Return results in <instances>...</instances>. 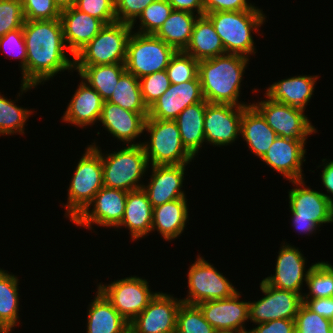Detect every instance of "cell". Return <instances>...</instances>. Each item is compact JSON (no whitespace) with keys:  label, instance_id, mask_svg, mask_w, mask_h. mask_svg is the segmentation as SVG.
<instances>
[{"label":"cell","instance_id":"obj_1","mask_svg":"<svg viewBox=\"0 0 333 333\" xmlns=\"http://www.w3.org/2000/svg\"><path fill=\"white\" fill-rule=\"evenodd\" d=\"M24 41L27 51L26 84L37 86L53 79L57 73L74 70V58L66 55L60 19L25 20Z\"/></svg>","mask_w":333,"mask_h":333},{"label":"cell","instance_id":"obj_2","mask_svg":"<svg viewBox=\"0 0 333 333\" xmlns=\"http://www.w3.org/2000/svg\"><path fill=\"white\" fill-rule=\"evenodd\" d=\"M249 59L236 54H224L199 61L198 76L204 100L208 103L248 106L239 102L241 82Z\"/></svg>","mask_w":333,"mask_h":333},{"label":"cell","instance_id":"obj_3","mask_svg":"<svg viewBox=\"0 0 333 333\" xmlns=\"http://www.w3.org/2000/svg\"><path fill=\"white\" fill-rule=\"evenodd\" d=\"M262 11H215L205 13V16L212 22L225 48V53L249 58L256 53L252 34L258 33L259 28L266 21Z\"/></svg>","mask_w":333,"mask_h":333},{"label":"cell","instance_id":"obj_4","mask_svg":"<svg viewBox=\"0 0 333 333\" xmlns=\"http://www.w3.org/2000/svg\"><path fill=\"white\" fill-rule=\"evenodd\" d=\"M91 145L101 154L104 187L127 192L143 187L140 181L150 166L142 144H130L106 155L95 142Z\"/></svg>","mask_w":333,"mask_h":333},{"label":"cell","instance_id":"obj_5","mask_svg":"<svg viewBox=\"0 0 333 333\" xmlns=\"http://www.w3.org/2000/svg\"><path fill=\"white\" fill-rule=\"evenodd\" d=\"M103 186L101 154L93 145H88L78 161L67 190V203L63 204L66 208L65 216L73 222Z\"/></svg>","mask_w":333,"mask_h":333},{"label":"cell","instance_id":"obj_6","mask_svg":"<svg viewBox=\"0 0 333 333\" xmlns=\"http://www.w3.org/2000/svg\"><path fill=\"white\" fill-rule=\"evenodd\" d=\"M149 141L142 142L149 165L190 164L194 157L183 146L180 131L174 120L147 118Z\"/></svg>","mask_w":333,"mask_h":333},{"label":"cell","instance_id":"obj_7","mask_svg":"<svg viewBox=\"0 0 333 333\" xmlns=\"http://www.w3.org/2000/svg\"><path fill=\"white\" fill-rule=\"evenodd\" d=\"M132 32V26L128 23L104 25L99 33L74 55V65L125 63L127 43Z\"/></svg>","mask_w":333,"mask_h":333},{"label":"cell","instance_id":"obj_8","mask_svg":"<svg viewBox=\"0 0 333 333\" xmlns=\"http://www.w3.org/2000/svg\"><path fill=\"white\" fill-rule=\"evenodd\" d=\"M176 50L154 34L131 33L126 51L128 73L140 79L157 71L166 70Z\"/></svg>","mask_w":333,"mask_h":333},{"label":"cell","instance_id":"obj_9","mask_svg":"<svg viewBox=\"0 0 333 333\" xmlns=\"http://www.w3.org/2000/svg\"><path fill=\"white\" fill-rule=\"evenodd\" d=\"M188 268V294L181 299L183 303L197 305L211 300L232 297L237 289L232 283L205 260L197 256L195 262Z\"/></svg>","mask_w":333,"mask_h":333},{"label":"cell","instance_id":"obj_10","mask_svg":"<svg viewBox=\"0 0 333 333\" xmlns=\"http://www.w3.org/2000/svg\"><path fill=\"white\" fill-rule=\"evenodd\" d=\"M146 279L138 276L114 280L108 285L99 283L97 289L106 297L117 312L130 323L156 295Z\"/></svg>","mask_w":333,"mask_h":333},{"label":"cell","instance_id":"obj_11","mask_svg":"<svg viewBox=\"0 0 333 333\" xmlns=\"http://www.w3.org/2000/svg\"><path fill=\"white\" fill-rule=\"evenodd\" d=\"M252 105L263 115L267 124L279 137L307 139L308 135L317 132L303 109L271 101L268 98Z\"/></svg>","mask_w":333,"mask_h":333},{"label":"cell","instance_id":"obj_12","mask_svg":"<svg viewBox=\"0 0 333 333\" xmlns=\"http://www.w3.org/2000/svg\"><path fill=\"white\" fill-rule=\"evenodd\" d=\"M260 290L264 297L249 302V320L256 324L277 319H295L300 306L303 304V294L280 290L260 282Z\"/></svg>","mask_w":333,"mask_h":333},{"label":"cell","instance_id":"obj_13","mask_svg":"<svg viewBox=\"0 0 333 333\" xmlns=\"http://www.w3.org/2000/svg\"><path fill=\"white\" fill-rule=\"evenodd\" d=\"M181 299L157 292L144 310L129 323V333H175Z\"/></svg>","mask_w":333,"mask_h":333},{"label":"cell","instance_id":"obj_14","mask_svg":"<svg viewBox=\"0 0 333 333\" xmlns=\"http://www.w3.org/2000/svg\"><path fill=\"white\" fill-rule=\"evenodd\" d=\"M127 194V191L103 186L73 223L89 230H92L94 224L116 228L125 213Z\"/></svg>","mask_w":333,"mask_h":333},{"label":"cell","instance_id":"obj_15","mask_svg":"<svg viewBox=\"0 0 333 333\" xmlns=\"http://www.w3.org/2000/svg\"><path fill=\"white\" fill-rule=\"evenodd\" d=\"M244 107L207 102L204 115L205 143L220 147L237 140Z\"/></svg>","mask_w":333,"mask_h":333},{"label":"cell","instance_id":"obj_16","mask_svg":"<svg viewBox=\"0 0 333 333\" xmlns=\"http://www.w3.org/2000/svg\"><path fill=\"white\" fill-rule=\"evenodd\" d=\"M240 296L237 291L230 298L206 301L197 306L216 331L248 333L245 322L249 321V302L239 301Z\"/></svg>","mask_w":333,"mask_h":333},{"label":"cell","instance_id":"obj_17","mask_svg":"<svg viewBox=\"0 0 333 333\" xmlns=\"http://www.w3.org/2000/svg\"><path fill=\"white\" fill-rule=\"evenodd\" d=\"M291 183L296 186L288 192L291 217L310 219L319 227L326 223L332 224L333 203L322 192L307 188L304 179Z\"/></svg>","mask_w":333,"mask_h":333},{"label":"cell","instance_id":"obj_18","mask_svg":"<svg viewBox=\"0 0 333 333\" xmlns=\"http://www.w3.org/2000/svg\"><path fill=\"white\" fill-rule=\"evenodd\" d=\"M305 259L299 248L283 243L278 252L275 274L263 280L274 288L303 294V282L307 281L309 269L313 266L305 271Z\"/></svg>","mask_w":333,"mask_h":333},{"label":"cell","instance_id":"obj_19","mask_svg":"<svg viewBox=\"0 0 333 333\" xmlns=\"http://www.w3.org/2000/svg\"><path fill=\"white\" fill-rule=\"evenodd\" d=\"M306 140L277 136L261 160L289 182L304 179L302 164L306 161Z\"/></svg>","mask_w":333,"mask_h":333},{"label":"cell","instance_id":"obj_20","mask_svg":"<svg viewBox=\"0 0 333 333\" xmlns=\"http://www.w3.org/2000/svg\"><path fill=\"white\" fill-rule=\"evenodd\" d=\"M204 101L200 79H193L170 87L149 107L147 118L175 120L187 107Z\"/></svg>","mask_w":333,"mask_h":333},{"label":"cell","instance_id":"obj_21","mask_svg":"<svg viewBox=\"0 0 333 333\" xmlns=\"http://www.w3.org/2000/svg\"><path fill=\"white\" fill-rule=\"evenodd\" d=\"M188 164L178 165H152V174L148 184L143 185L152 207L184 198L186 194L183 187L184 174Z\"/></svg>","mask_w":333,"mask_h":333},{"label":"cell","instance_id":"obj_22","mask_svg":"<svg viewBox=\"0 0 333 333\" xmlns=\"http://www.w3.org/2000/svg\"><path fill=\"white\" fill-rule=\"evenodd\" d=\"M149 113H136L126 110L109 101H104L99 121L103 128L119 139L124 145H139L137 137L144 134L145 122ZM133 142V143H132Z\"/></svg>","mask_w":333,"mask_h":333},{"label":"cell","instance_id":"obj_23","mask_svg":"<svg viewBox=\"0 0 333 333\" xmlns=\"http://www.w3.org/2000/svg\"><path fill=\"white\" fill-rule=\"evenodd\" d=\"M63 37L71 57L89 43L104 27V23L74 6L61 11Z\"/></svg>","mask_w":333,"mask_h":333},{"label":"cell","instance_id":"obj_24","mask_svg":"<svg viewBox=\"0 0 333 333\" xmlns=\"http://www.w3.org/2000/svg\"><path fill=\"white\" fill-rule=\"evenodd\" d=\"M71 98L62 116L64 122L80 128L99 122L104 100L95 89L81 80Z\"/></svg>","mask_w":333,"mask_h":333},{"label":"cell","instance_id":"obj_25","mask_svg":"<svg viewBox=\"0 0 333 333\" xmlns=\"http://www.w3.org/2000/svg\"><path fill=\"white\" fill-rule=\"evenodd\" d=\"M319 75H298L274 82L266 89L265 96L271 101H277L305 110L314 93Z\"/></svg>","mask_w":333,"mask_h":333},{"label":"cell","instance_id":"obj_26","mask_svg":"<svg viewBox=\"0 0 333 333\" xmlns=\"http://www.w3.org/2000/svg\"><path fill=\"white\" fill-rule=\"evenodd\" d=\"M152 219L153 207L143 188L129 191L123 219L116 229L125 226L130 230L131 239L139 240L151 232Z\"/></svg>","mask_w":333,"mask_h":333},{"label":"cell","instance_id":"obj_27","mask_svg":"<svg viewBox=\"0 0 333 333\" xmlns=\"http://www.w3.org/2000/svg\"><path fill=\"white\" fill-rule=\"evenodd\" d=\"M240 136L249 150L262 159L277 137L263 115L251 104L245 106L241 118Z\"/></svg>","mask_w":333,"mask_h":333},{"label":"cell","instance_id":"obj_28","mask_svg":"<svg viewBox=\"0 0 333 333\" xmlns=\"http://www.w3.org/2000/svg\"><path fill=\"white\" fill-rule=\"evenodd\" d=\"M187 201L184 197L154 207L151 232H159L166 241L177 239L189 220Z\"/></svg>","mask_w":333,"mask_h":333},{"label":"cell","instance_id":"obj_29","mask_svg":"<svg viewBox=\"0 0 333 333\" xmlns=\"http://www.w3.org/2000/svg\"><path fill=\"white\" fill-rule=\"evenodd\" d=\"M88 307L86 333H129V323L98 289Z\"/></svg>","mask_w":333,"mask_h":333},{"label":"cell","instance_id":"obj_30","mask_svg":"<svg viewBox=\"0 0 333 333\" xmlns=\"http://www.w3.org/2000/svg\"><path fill=\"white\" fill-rule=\"evenodd\" d=\"M207 101L187 106L174 120L186 150L195 157L205 142L204 115Z\"/></svg>","mask_w":333,"mask_h":333},{"label":"cell","instance_id":"obj_31","mask_svg":"<svg viewBox=\"0 0 333 333\" xmlns=\"http://www.w3.org/2000/svg\"><path fill=\"white\" fill-rule=\"evenodd\" d=\"M185 53L197 61L224 55L225 48L212 22L205 16H199L194 24L189 44Z\"/></svg>","mask_w":333,"mask_h":333},{"label":"cell","instance_id":"obj_32","mask_svg":"<svg viewBox=\"0 0 333 333\" xmlns=\"http://www.w3.org/2000/svg\"><path fill=\"white\" fill-rule=\"evenodd\" d=\"M80 78L95 89L104 101H107L119 78L126 72L124 63L103 65H74Z\"/></svg>","mask_w":333,"mask_h":333},{"label":"cell","instance_id":"obj_33","mask_svg":"<svg viewBox=\"0 0 333 333\" xmlns=\"http://www.w3.org/2000/svg\"><path fill=\"white\" fill-rule=\"evenodd\" d=\"M198 17L188 11L173 10L155 35L176 51H184Z\"/></svg>","mask_w":333,"mask_h":333},{"label":"cell","instance_id":"obj_34","mask_svg":"<svg viewBox=\"0 0 333 333\" xmlns=\"http://www.w3.org/2000/svg\"><path fill=\"white\" fill-rule=\"evenodd\" d=\"M18 282L17 276L0 268V330L12 331L20 322Z\"/></svg>","mask_w":333,"mask_h":333},{"label":"cell","instance_id":"obj_35","mask_svg":"<svg viewBox=\"0 0 333 333\" xmlns=\"http://www.w3.org/2000/svg\"><path fill=\"white\" fill-rule=\"evenodd\" d=\"M107 101L132 112L149 113V108L142 98L139 79L127 71L119 78Z\"/></svg>","mask_w":333,"mask_h":333},{"label":"cell","instance_id":"obj_36","mask_svg":"<svg viewBox=\"0 0 333 333\" xmlns=\"http://www.w3.org/2000/svg\"><path fill=\"white\" fill-rule=\"evenodd\" d=\"M33 112L16 105L12 99L4 97L0 92V136L24 134V126Z\"/></svg>","mask_w":333,"mask_h":333},{"label":"cell","instance_id":"obj_37","mask_svg":"<svg viewBox=\"0 0 333 333\" xmlns=\"http://www.w3.org/2000/svg\"><path fill=\"white\" fill-rule=\"evenodd\" d=\"M309 292L303 298L333 297V265L328 262H315L307 275Z\"/></svg>","mask_w":333,"mask_h":333},{"label":"cell","instance_id":"obj_38","mask_svg":"<svg viewBox=\"0 0 333 333\" xmlns=\"http://www.w3.org/2000/svg\"><path fill=\"white\" fill-rule=\"evenodd\" d=\"M215 328L204 318L197 305L181 303L175 333H215Z\"/></svg>","mask_w":333,"mask_h":333},{"label":"cell","instance_id":"obj_39","mask_svg":"<svg viewBox=\"0 0 333 333\" xmlns=\"http://www.w3.org/2000/svg\"><path fill=\"white\" fill-rule=\"evenodd\" d=\"M171 84L199 79V61L184 51H176L166 67Z\"/></svg>","mask_w":333,"mask_h":333},{"label":"cell","instance_id":"obj_40","mask_svg":"<svg viewBox=\"0 0 333 333\" xmlns=\"http://www.w3.org/2000/svg\"><path fill=\"white\" fill-rule=\"evenodd\" d=\"M172 11L173 8L168 0H156L150 3L137 18L140 20L137 32L155 35Z\"/></svg>","mask_w":333,"mask_h":333},{"label":"cell","instance_id":"obj_41","mask_svg":"<svg viewBox=\"0 0 333 333\" xmlns=\"http://www.w3.org/2000/svg\"><path fill=\"white\" fill-rule=\"evenodd\" d=\"M6 50V53L13 55L16 59H20V67H21V74H22V80H21V95L23 92H27L28 90H31L32 88H35L36 86L26 84V60H27V51L24 41V34H23V27L10 31L4 36L0 37V50ZM11 52V53H10ZM14 52V53H12ZM12 56V57H13Z\"/></svg>","mask_w":333,"mask_h":333},{"label":"cell","instance_id":"obj_42","mask_svg":"<svg viewBox=\"0 0 333 333\" xmlns=\"http://www.w3.org/2000/svg\"><path fill=\"white\" fill-rule=\"evenodd\" d=\"M144 103L149 108L171 85L167 71H157L139 79Z\"/></svg>","mask_w":333,"mask_h":333},{"label":"cell","instance_id":"obj_43","mask_svg":"<svg viewBox=\"0 0 333 333\" xmlns=\"http://www.w3.org/2000/svg\"><path fill=\"white\" fill-rule=\"evenodd\" d=\"M24 22L21 0H0V37L22 28Z\"/></svg>","mask_w":333,"mask_h":333},{"label":"cell","instance_id":"obj_44","mask_svg":"<svg viewBox=\"0 0 333 333\" xmlns=\"http://www.w3.org/2000/svg\"><path fill=\"white\" fill-rule=\"evenodd\" d=\"M330 320L312 312L304 304L295 317V333H330Z\"/></svg>","mask_w":333,"mask_h":333},{"label":"cell","instance_id":"obj_45","mask_svg":"<svg viewBox=\"0 0 333 333\" xmlns=\"http://www.w3.org/2000/svg\"><path fill=\"white\" fill-rule=\"evenodd\" d=\"M25 20L60 19L61 10L54 0H21Z\"/></svg>","mask_w":333,"mask_h":333},{"label":"cell","instance_id":"obj_46","mask_svg":"<svg viewBox=\"0 0 333 333\" xmlns=\"http://www.w3.org/2000/svg\"><path fill=\"white\" fill-rule=\"evenodd\" d=\"M74 7L100 19L105 25L117 22L115 0H77Z\"/></svg>","mask_w":333,"mask_h":333},{"label":"cell","instance_id":"obj_47","mask_svg":"<svg viewBox=\"0 0 333 333\" xmlns=\"http://www.w3.org/2000/svg\"><path fill=\"white\" fill-rule=\"evenodd\" d=\"M156 0H115V14L117 22L131 24L132 29L138 16L152 2Z\"/></svg>","mask_w":333,"mask_h":333},{"label":"cell","instance_id":"obj_48","mask_svg":"<svg viewBox=\"0 0 333 333\" xmlns=\"http://www.w3.org/2000/svg\"><path fill=\"white\" fill-rule=\"evenodd\" d=\"M205 13L215 11L261 10L248 0H204Z\"/></svg>","mask_w":333,"mask_h":333},{"label":"cell","instance_id":"obj_49","mask_svg":"<svg viewBox=\"0 0 333 333\" xmlns=\"http://www.w3.org/2000/svg\"><path fill=\"white\" fill-rule=\"evenodd\" d=\"M257 325L248 333H295V319H277Z\"/></svg>","mask_w":333,"mask_h":333},{"label":"cell","instance_id":"obj_50","mask_svg":"<svg viewBox=\"0 0 333 333\" xmlns=\"http://www.w3.org/2000/svg\"><path fill=\"white\" fill-rule=\"evenodd\" d=\"M303 304L312 312L326 319H333V297L303 298Z\"/></svg>","mask_w":333,"mask_h":333},{"label":"cell","instance_id":"obj_51","mask_svg":"<svg viewBox=\"0 0 333 333\" xmlns=\"http://www.w3.org/2000/svg\"><path fill=\"white\" fill-rule=\"evenodd\" d=\"M168 2L173 10L188 11L198 16L205 15L204 0H168Z\"/></svg>","mask_w":333,"mask_h":333},{"label":"cell","instance_id":"obj_52","mask_svg":"<svg viewBox=\"0 0 333 333\" xmlns=\"http://www.w3.org/2000/svg\"><path fill=\"white\" fill-rule=\"evenodd\" d=\"M327 159H323V164L324 165H319L317 167H321V166H324L323 167V171H322V174H321V181H322V184L323 186L325 187L327 194L323 193L325 195V197L328 198L329 201H331L333 203V160L330 161V162H326ZM332 197H331V195Z\"/></svg>","mask_w":333,"mask_h":333},{"label":"cell","instance_id":"obj_53","mask_svg":"<svg viewBox=\"0 0 333 333\" xmlns=\"http://www.w3.org/2000/svg\"><path fill=\"white\" fill-rule=\"evenodd\" d=\"M291 220L294 229H296L297 232L299 231V233H305L307 236L308 234L315 233V231L318 230L317 228H319V226L310 219L292 218Z\"/></svg>","mask_w":333,"mask_h":333},{"label":"cell","instance_id":"obj_54","mask_svg":"<svg viewBox=\"0 0 333 333\" xmlns=\"http://www.w3.org/2000/svg\"><path fill=\"white\" fill-rule=\"evenodd\" d=\"M57 7L62 11L75 6L77 0H54Z\"/></svg>","mask_w":333,"mask_h":333},{"label":"cell","instance_id":"obj_55","mask_svg":"<svg viewBox=\"0 0 333 333\" xmlns=\"http://www.w3.org/2000/svg\"><path fill=\"white\" fill-rule=\"evenodd\" d=\"M329 331L330 333H333V319L330 320Z\"/></svg>","mask_w":333,"mask_h":333},{"label":"cell","instance_id":"obj_56","mask_svg":"<svg viewBox=\"0 0 333 333\" xmlns=\"http://www.w3.org/2000/svg\"><path fill=\"white\" fill-rule=\"evenodd\" d=\"M215 333H235V332H231V331H216Z\"/></svg>","mask_w":333,"mask_h":333},{"label":"cell","instance_id":"obj_57","mask_svg":"<svg viewBox=\"0 0 333 333\" xmlns=\"http://www.w3.org/2000/svg\"><path fill=\"white\" fill-rule=\"evenodd\" d=\"M0 333H11V330H0Z\"/></svg>","mask_w":333,"mask_h":333}]
</instances>
